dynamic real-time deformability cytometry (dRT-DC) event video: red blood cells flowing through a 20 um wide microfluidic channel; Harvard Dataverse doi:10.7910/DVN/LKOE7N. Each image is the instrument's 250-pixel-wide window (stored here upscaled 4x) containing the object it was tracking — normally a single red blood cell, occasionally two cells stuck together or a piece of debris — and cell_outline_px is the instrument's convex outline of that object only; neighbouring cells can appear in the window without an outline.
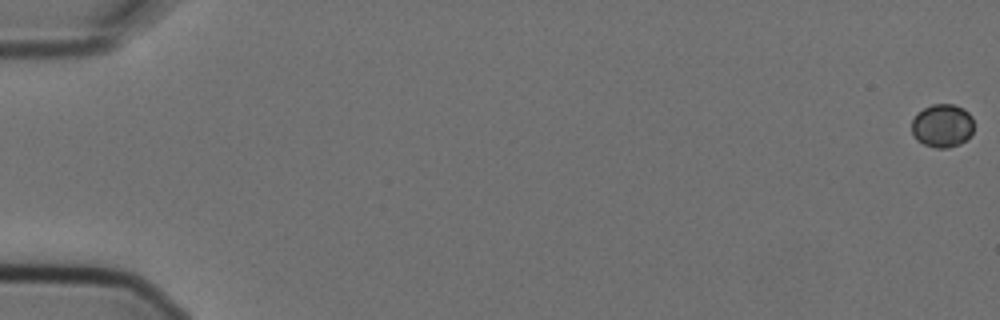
{"species": "Egyptian fruit bat (a non-hibernating species)", "species_latin": "Rousettus aegyptiacus", "temperature_condition": "cold", "stored_images_in_passage": 8, "camera_frame_rate_fps": 3000, "um_per_image_px": 0.085, "animal": {"sex": "female"}, "frame": {"image": 1, "passage_image": 1, "time_ms": 0.0, "image_size_px": [1000, 320], "cell_outline_px": [[972, 132], [960, 144], [948, 148], [936, 148], [924, 144], [916, 140], [912, 132], [912, 120], [924, 108], [932, 104], [952, 104], [964, 108], [972, 116]], "centroid_in_image_um": [80.09, 10.68], "position_along_channel_um": 4.9, "area_um2": 15.55}}
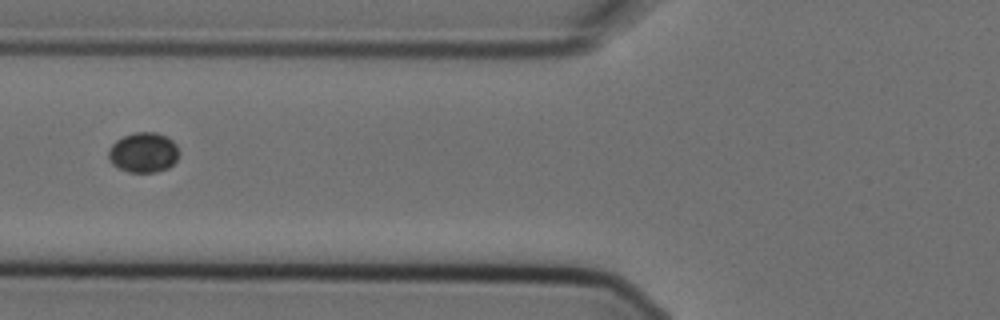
{"frame": {"image": 2, "passage_image": 7, "time_ms": 2.0, "image_size_px": [1000, 320], "cell_outline_px": [[180, 152], [176, 160], [168, 168], [156, 172], [128, 172], [112, 164], [108, 156], [108, 148], [116, 140], [124, 136], [136, 132], [156, 132], [168, 136], [176, 144]], "centroid_in_image_um": [12.2, 12.95], "position_along_channel_um": 113.6, "area_um2": 16.59}}
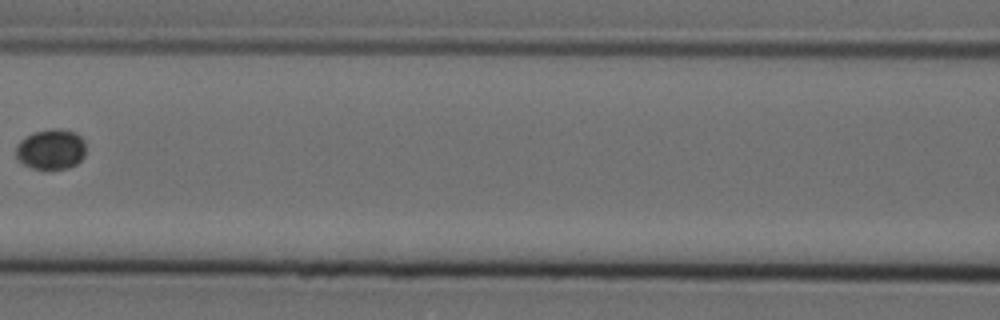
{"frame": {"image": 3, "passage_image": 8, "time_ms": 2.333, "image_size_px": [1000, 320], "cell_outline_px": [[84, 156], [76, 164], [68, 168], [44, 172], [32, 168], [24, 164], [16, 156], [16, 144], [20, 140], [32, 132], [52, 128], [60, 128], [76, 132], [84, 140]], "centroid_in_image_um": [4.32, 12.71], "position_along_channel_um": 162.3, "area_um2": 16.94}}